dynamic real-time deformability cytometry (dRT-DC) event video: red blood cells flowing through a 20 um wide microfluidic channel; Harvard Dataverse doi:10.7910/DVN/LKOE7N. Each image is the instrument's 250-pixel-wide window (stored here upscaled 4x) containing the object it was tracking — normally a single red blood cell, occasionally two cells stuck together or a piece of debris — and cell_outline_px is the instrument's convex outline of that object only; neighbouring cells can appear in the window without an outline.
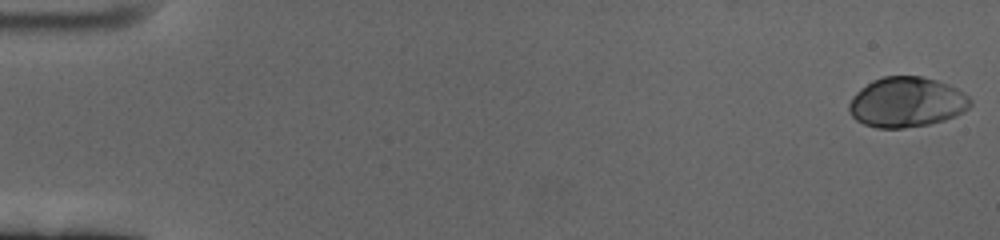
{"species": "human", "species_latin": "Homo sapiens", "temperature_condition": "cold", "stored_images_in_passage": 61, "camera_frame_rate_fps": 3000, "um_per_image_px": 0.085, "donor": {"sex": "female"}, "frame": {"image": 1, "passage_image": 1, "time_ms": 0.0, "image_size_px": [1000, 240], "cell_outline_px": [[972, 104], [964, 112], [956, 116], [944, 120], [928, 124], [904, 128], [876, 128], [864, 124], [856, 120], [852, 116], [848, 108], [848, 104], [852, 96], [860, 88], [872, 80], [884, 76], [920, 76], [936, 80], [948, 84], [964, 92], [972, 100]], "centroid_in_image_um": [77.06, 8.68], "position_along_channel_um": 7.9, "area_um2": 35.66}}
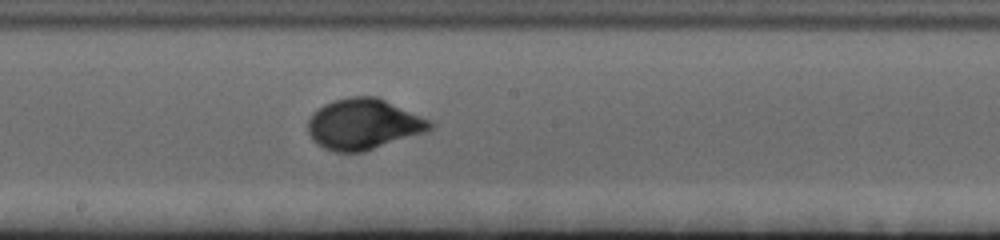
{"frame": {"image": 2, "passage_image": 34, "time_ms": 11.0, "image_size_px": [1000, 240], "cell_outline_px": [[436, 124], [428, 132], [364, 152], [336, 152], [324, 148], [316, 144], [312, 140], [308, 132], [308, 120], [312, 112], [324, 104], [332, 100], [352, 96], [376, 96], [432, 120]], "centroid_in_image_um": [30.92, 10.56], "position_along_channel_um": 217.3, "area_um2": 36.65}}
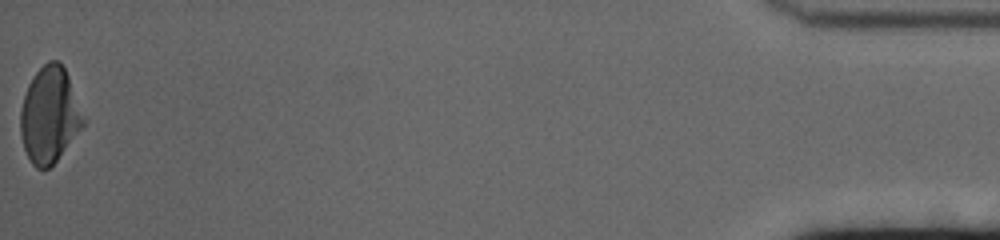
{"frame": {"image": 3, "passage_image": 61, "time_ms": 20.0, "image_size_px": [1000, 240], "cell_outline_px": [[88, 120], [56, 160], [48, 168], [36, 168], [32, 164], [24, 148], [20, 136], [20, 112], [24, 96], [28, 84], [36, 72], [48, 60], [56, 60], [64, 68], [68, 76]], "centroid_in_image_um": [4.23, 9.77], "position_along_channel_um": 431.0, "area_um2": 35.08}, "authors_computed_cell_mechanics": {"area_um2": 34.1598, "velocity_mm_per_s": 3.3623, "shape_relaxation_time_tau1_ms": 3.9462, "shape_relaxation_time_tau2_ms": null, "deformation_change_tau1": 0.1829, "deformation_change_tau2": null}}